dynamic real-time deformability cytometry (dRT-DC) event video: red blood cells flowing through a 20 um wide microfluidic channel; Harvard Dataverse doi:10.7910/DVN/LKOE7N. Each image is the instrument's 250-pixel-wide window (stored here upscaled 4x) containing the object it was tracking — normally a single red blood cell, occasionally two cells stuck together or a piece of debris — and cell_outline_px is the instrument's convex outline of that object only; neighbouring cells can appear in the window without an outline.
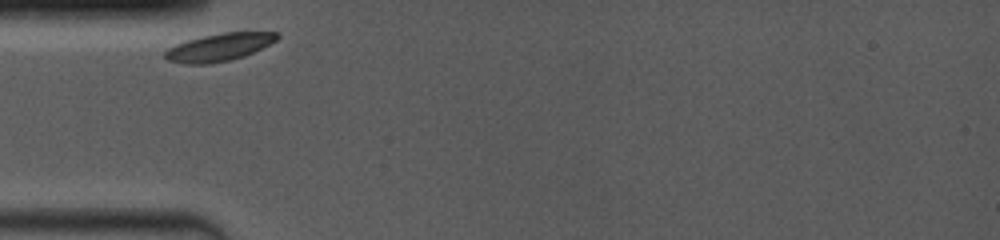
{"species": "common noctule bat (a hibernating species)", "species_latin": "Nyctalus noctula", "temperature_condition": "room temperature", "stored_images_in_passage": 3, "camera_frame_rate_fps": 4000, "um_per_image_px": 0.085, "animal": {"sex": "female", "body_mass_g": 19.0, "forearm_length_mm": 53.3}, "frame": {"image": 1, "passage_image": 1, "time_ms": 0.0, "image_size_px": [1000, 240], "cell_outline_px": [[280, 36], [276, 40], [244, 56], [232, 60], [208, 64], [184, 64], [168, 60], [164, 56], [164, 52], [168, 48], [176, 44], [188, 40], [204, 36], [224, 32], [280, 32]], "centroid_in_image_um": [18.61, 4.02], "position_along_channel_um": 66.4, "area_um2": 17.92}}
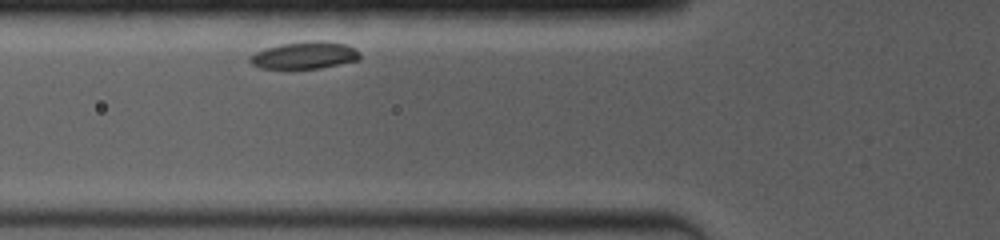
{"frame": {"image": 2, "passage_image": 3, "time_ms": 1.0, "image_size_px": [1000, 240], "cell_outline_px": [[360, 60], [320, 68], [260, 68], [252, 64], [248, 60], [248, 56], [264, 48], [280, 44], [312, 40], [320, 40], [344, 44], [360, 52]], "centroid_in_image_um": [25.87, 4.69], "position_along_channel_um": 99.9, "area_um2": 17.4}}